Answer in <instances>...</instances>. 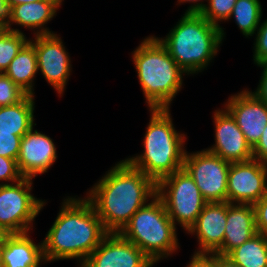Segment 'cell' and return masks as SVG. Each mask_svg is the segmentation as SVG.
I'll list each match as a JSON object with an SVG mask.
<instances>
[{"mask_svg":"<svg viewBox=\"0 0 267 267\" xmlns=\"http://www.w3.org/2000/svg\"><path fill=\"white\" fill-rule=\"evenodd\" d=\"M157 193V184L125 159L111 167L88 191L98 217L108 232H120Z\"/></svg>","mask_w":267,"mask_h":267,"instance_id":"1","label":"cell"},{"mask_svg":"<svg viewBox=\"0 0 267 267\" xmlns=\"http://www.w3.org/2000/svg\"><path fill=\"white\" fill-rule=\"evenodd\" d=\"M109 232L86 198H66L42 241L47 262L76 259L80 266Z\"/></svg>","mask_w":267,"mask_h":267,"instance_id":"2","label":"cell"},{"mask_svg":"<svg viewBox=\"0 0 267 267\" xmlns=\"http://www.w3.org/2000/svg\"><path fill=\"white\" fill-rule=\"evenodd\" d=\"M223 29L200 13H185L166 37L156 38L187 75L197 74L216 56L225 37Z\"/></svg>","mask_w":267,"mask_h":267,"instance_id":"3","label":"cell"},{"mask_svg":"<svg viewBox=\"0 0 267 267\" xmlns=\"http://www.w3.org/2000/svg\"><path fill=\"white\" fill-rule=\"evenodd\" d=\"M150 122L147 126L142 154L125 160L134 168L144 172L156 184L184 166L187 138L175 130L170 109H149Z\"/></svg>","mask_w":267,"mask_h":267,"instance_id":"4","label":"cell"},{"mask_svg":"<svg viewBox=\"0 0 267 267\" xmlns=\"http://www.w3.org/2000/svg\"><path fill=\"white\" fill-rule=\"evenodd\" d=\"M137 76L149 109H170L182 89L184 72L156 36L145 38L132 53Z\"/></svg>","mask_w":267,"mask_h":267,"instance_id":"5","label":"cell"},{"mask_svg":"<svg viewBox=\"0 0 267 267\" xmlns=\"http://www.w3.org/2000/svg\"><path fill=\"white\" fill-rule=\"evenodd\" d=\"M176 228L163 201L156 195L134 213L119 233L157 263L179 248Z\"/></svg>","mask_w":267,"mask_h":267,"instance_id":"6","label":"cell"},{"mask_svg":"<svg viewBox=\"0 0 267 267\" xmlns=\"http://www.w3.org/2000/svg\"><path fill=\"white\" fill-rule=\"evenodd\" d=\"M156 195L163 201L175 226L178 222L186 233L208 203L184 168L161 179L157 183Z\"/></svg>","mask_w":267,"mask_h":267,"instance_id":"7","label":"cell"},{"mask_svg":"<svg viewBox=\"0 0 267 267\" xmlns=\"http://www.w3.org/2000/svg\"><path fill=\"white\" fill-rule=\"evenodd\" d=\"M31 178L15 183H0V228L7 234L27 233L45 206V201L31 194Z\"/></svg>","mask_w":267,"mask_h":267,"instance_id":"8","label":"cell"},{"mask_svg":"<svg viewBox=\"0 0 267 267\" xmlns=\"http://www.w3.org/2000/svg\"><path fill=\"white\" fill-rule=\"evenodd\" d=\"M230 164L204 149L193 153L186 151L183 168L193 178L208 203L226 202Z\"/></svg>","mask_w":267,"mask_h":267,"instance_id":"9","label":"cell"},{"mask_svg":"<svg viewBox=\"0 0 267 267\" xmlns=\"http://www.w3.org/2000/svg\"><path fill=\"white\" fill-rule=\"evenodd\" d=\"M267 194V165L256 159L230 164L227 202L254 204Z\"/></svg>","mask_w":267,"mask_h":267,"instance_id":"10","label":"cell"},{"mask_svg":"<svg viewBox=\"0 0 267 267\" xmlns=\"http://www.w3.org/2000/svg\"><path fill=\"white\" fill-rule=\"evenodd\" d=\"M29 42L36 51L38 71L53 86L59 96L64 93L71 74V61L61 37L57 34L34 36Z\"/></svg>","mask_w":267,"mask_h":267,"instance_id":"11","label":"cell"},{"mask_svg":"<svg viewBox=\"0 0 267 267\" xmlns=\"http://www.w3.org/2000/svg\"><path fill=\"white\" fill-rule=\"evenodd\" d=\"M155 263L118 232H109L80 267H152Z\"/></svg>","mask_w":267,"mask_h":267,"instance_id":"12","label":"cell"},{"mask_svg":"<svg viewBox=\"0 0 267 267\" xmlns=\"http://www.w3.org/2000/svg\"><path fill=\"white\" fill-rule=\"evenodd\" d=\"M213 119L215 144L206 150L230 163L253 159V148L246 141L233 116L226 109H219L215 110Z\"/></svg>","mask_w":267,"mask_h":267,"instance_id":"13","label":"cell"},{"mask_svg":"<svg viewBox=\"0 0 267 267\" xmlns=\"http://www.w3.org/2000/svg\"><path fill=\"white\" fill-rule=\"evenodd\" d=\"M224 108L233 116L246 141L253 148L267 125V105L247 89L232 95Z\"/></svg>","mask_w":267,"mask_h":267,"instance_id":"14","label":"cell"},{"mask_svg":"<svg viewBox=\"0 0 267 267\" xmlns=\"http://www.w3.org/2000/svg\"><path fill=\"white\" fill-rule=\"evenodd\" d=\"M32 127L21 139L17 159L18 168L24 178L33 179L48 172L57 159L53 140Z\"/></svg>","mask_w":267,"mask_h":267,"instance_id":"15","label":"cell"},{"mask_svg":"<svg viewBox=\"0 0 267 267\" xmlns=\"http://www.w3.org/2000/svg\"><path fill=\"white\" fill-rule=\"evenodd\" d=\"M227 219V201L207 203L188 234L197 236L199 249L196 255L216 253L223 244Z\"/></svg>","mask_w":267,"mask_h":267,"instance_id":"16","label":"cell"},{"mask_svg":"<svg viewBox=\"0 0 267 267\" xmlns=\"http://www.w3.org/2000/svg\"><path fill=\"white\" fill-rule=\"evenodd\" d=\"M256 220L253 204L227 202V219L222 247L216 252L227 255L256 235Z\"/></svg>","mask_w":267,"mask_h":267,"instance_id":"17","label":"cell"},{"mask_svg":"<svg viewBox=\"0 0 267 267\" xmlns=\"http://www.w3.org/2000/svg\"><path fill=\"white\" fill-rule=\"evenodd\" d=\"M63 0H41L36 2L15 5L10 9V17L6 26L7 30L23 33L19 29H13V23L33 29L35 36L55 34L45 28V24L51 21L61 7ZM38 29V30H37Z\"/></svg>","mask_w":267,"mask_h":267,"instance_id":"18","label":"cell"},{"mask_svg":"<svg viewBox=\"0 0 267 267\" xmlns=\"http://www.w3.org/2000/svg\"><path fill=\"white\" fill-rule=\"evenodd\" d=\"M29 235L27 232L5 236L0 247L1 267H39L46 263L42 241L36 245Z\"/></svg>","mask_w":267,"mask_h":267,"instance_id":"19","label":"cell"},{"mask_svg":"<svg viewBox=\"0 0 267 267\" xmlns=\"http://www.w3.org/2000/svg\"><path fill=\"white\" fill-rule=\"evenodd\" d=\"M34 100V96L26 95L16 104L0 107V133L23 137L34 127Z\"/></svg>","mask_w":267,"mask_h":267,"instance_id":"20","label":"cell"},{"mask_svg":"<svg viewBox=\"0 0 267 267\" xmlns=\"http://www.w3.org/2000/svg\"><path fill=\"white\" fill-rule=\"evenodd\" d=\"M38 72L36 51L28 41L4 72L27 95L34 96V78Z\"/></svg>","mask_w":267,"mask_h":267,"instance_id":"21","label":"cell"},{"mask_svg":"<svg viewBox=\"0 0 267 267\" xmlns=\"http://www.w3.org/2000/svg\"><path fill=\"white\" fill-rule=\"evenodd\" d=\"M226 256L240 267H267V236L257 233Z\"/></svg>","mask_w":267,"mask_h":267,"instance_id":"22","label":"cell"},{"mask_svg":"<svg viewBox=\"0 0 267 267\" xmlns=\"http://www.w3.org/2000/svg\"><path fill=\"white\" fill-rule=\"evenodd\" d=\"M262 15L259 0H237L229 19L233 17L242 34L249 37L257 31Z\"/></svg>","mask_w":267,"mask_h":267,"instance_id":"23","label":"cell"},{"mask_svg":"<svg viewBox=\"0 0 267 267\" xmlns=\"http://www.w3.org/2000/svg\"><path fill=\"white\" fill-rule=\"evenodd\" d=\"M29 41L24 33L5 30L0 35V73H4L21 48Z\"/></svg>","mask_w":267,"mask_h":267,"instance_id":"24","label":"cell"},{"mask_svg":"<svg viewBox=\"0 0 267 267\" xmlns=\"http://www.w3.org/2000/svg\"><path fill=\"white\" fill-rule=\"evenodd\" d=\"M237 0H208L200 14L210 23L221 27L219 22L228 21Z\"/></svg>","mask_w":267,"mask_h":267,"instance_id":"25","label":"cell"},{"mask_svg":"<svg viewBox=\"0 0 267 267\" xmlns=\"http://www.w3.org/2000/svg\"><path fill=\"white\" fill-rule=\"evenodd\" d=\"M26 95L5 73H0V107L16 104Z\"/></svg>","mask_w":267,"mask_h":267,"instance_id":"26","label":"cell"},{"mask_svg":"<svg viewBox=\"0 0 267 267\" xmlns=\"http://www.w3.org/2000/svg\"><path fill=\"white\" fill-rule=\"evenodd\" d=\"M254 64L261 65L267 64V19L264 20L257 28V33H254Z\"/></svg>","mask_w":267,"mask_h":267,"instance_id":"27","label":"cell"},{"mask_svg":"<svg viewBox=\"0 0 267 267\" xmlns=\"http://www.w3.org/2000/svg\"><path fill=\"white\" fill-rule=\"evenodd\" d=\"M21 139L12 133H0V156L17 160Z\"/></svg>","mask_w":267,"mask_h":267,"instance_id":"28","label":"cell"},{"mask_svg":"<svg viewBox=\"0 0 267 267\" xmlns=\"http://www.w3.org/2000/svg\"><path fill=\"white\" fill-rule=\"evenodd\" d=\"M17 160L0 156V181L15 183L23 179Z\"/></svg>","mask_w":267,"mask_h":267,"instance_id":"29","label":"cell"},{"mask_svg":"<svg viewBox=\"0 0 267 267\" xmlns=\"http://www.w3.org/2000/svg\"><path fill=\"white\" fill-rule=\"evenodd\" d=\"M257 232L267 236V194L253 204Z\"/></svg>","mask_w":267,"mask_h":267,"instance_id":"30","label":"cell"},{"mask_svg":"<svg viewBox=\"0 0 267 267\" xmlns=\"http://www.w3.org/2000/svg\"><path fill=\"white\" fill-rule=\"evenodd\" d=\"M253 159L267 165V125L262 132L260 140L253 147Z\"/></svg>","mask_w":267,"mask_h":267,"instance_id":"31","label":"cell"},{"mask_svg":"<svg viewBox=\"0 0 267 267\" xmlns=\"http://www.w3.org/2000/svg\"><path fill=\"white\" fill-rule=\"evenodd\" d=\"M187 267H216V253L208 255L194 254Z\"/></svg>","mask_w":267,"mask_h":267,"instance_id":"32","label":"cell"},{"mask_svg":"<svg viewBox=\"0 0 267 267\" xmlns=\"http://www.w3.org/2000/svg\"><path fill=\"white\" fill-rule=\"evenodd\" d=\"M258 66L263 70L261 79L259 80V85L257 89L252 93L267 105V64H261Z\"/></svg>","mask_w":267,"mask_h":267,"instance_id":"33","label":"cell"},{"mask_svg":"<svg viewBox=\"0 0 267 267\" xmlns=\"http://www.w3.org/2000/svg\"><path fill=\"white\" fill-rule=\"evenodd\" d=\"M203 1L202 0H178L177 2H179V4L186 3V2L192 3L191 6L188 7V10H186L185 13H200L203 10V8L206 6V4H204Z\"/></svg>","mask_w":267,"mask_h":267,"instance_id":"34","label":"cell"},{"mask_svg":"<svg viewBox=\"0 0 267 267\" xmlns=\"http://www.w3.org/2000/svg\"><path fill=\"white\" fill-rule=\"evenodd\" d=\"M10 17V9L6 0H0V22L7 26Z\"/></svg>","mask_w":267,"mask_h":267,"instance_id":"35","label":"cell"},{"mask_svg":"<svg viewBox=\"0 0 267 267\" xmlns=\"http://www.w3.org/2000/svg\"><path fill=\"white\" fill-rule=\"evenodd\" d=\"M216 267H240L226 255L216 254Z\"/></svg>","mask_w":267,"mask_h":267,"instance_id":"36","label":"cell"},{"mask_svg":"<svg viewBox=\"0 0 267 267\" xmlns=\"http://www.w3.org/2000/svg\"><path fill=\"white\" fill-rule=\"evenodd\" d=\"M36 1H41V0H6L9 9L14 7L15 5H20V4H24V3H30V2H36Z\"/></svg>","mask_w":267,"mask_h":267,"instance_id":"37","label":"cell"},{"mask_svg":"<svg viewBox=\"0 0 267 267\" xmlns=\"http://www.w3.org/2000/svg\"><path fill=\"white\" fill-rule=\"evenodd\" d=\"M6 235H7V233L4 232V231L0 228V247H1L2 243H3V240H4V238H5Z\"/></svg>","mask_w":267,"mask_h":267,"instance_id":"38","label":"cell"},{"mask_svg":"<svg viewBox=\"0 0 267 267\" xmlns=\"http://www.w3.org/2000/svg\"><path fill=\"white\" fill-rule=\"evenodd\" d=\"M6 30V26L0 22V35Z\"/></svg>","mask_w":267,"mask_h":267,"instance_id":"39","label":"cell"}]
</instances>
